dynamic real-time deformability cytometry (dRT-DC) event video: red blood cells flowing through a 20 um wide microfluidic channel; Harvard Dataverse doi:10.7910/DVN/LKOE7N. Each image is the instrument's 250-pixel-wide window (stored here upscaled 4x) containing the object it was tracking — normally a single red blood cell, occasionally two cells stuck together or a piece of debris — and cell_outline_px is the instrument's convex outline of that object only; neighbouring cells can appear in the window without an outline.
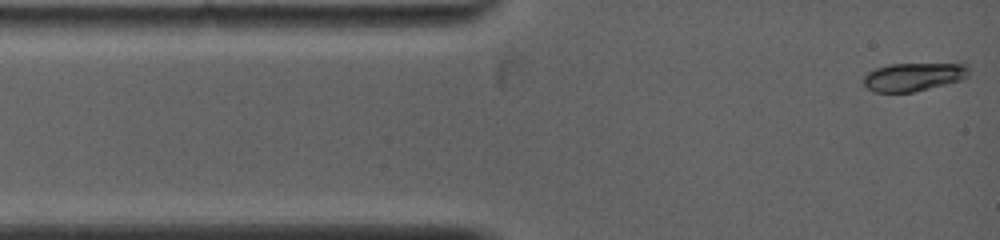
{"species": "common noctule bat (a hibernating species)", "species_latin": "Nyctalus noctula", "temperature_condition": "warm", "stored_images_in_passage": 13, "camera_frame_rate_fps": 5000, "um_per_image_px": 0.085, "animal": {"sex": "female", "body_mass_g": 19.0, "forearm_length_mm": 53.3}, "frame": {"image": 1, "passage_image": 1, "time_ms": 0.0, "image_size_px": [1000, 240], "cell_outline_px": [[968, 76], [960, 80], [912, 92], [872, 92], [864, 84], [864, 76], [868, 72], [876, 68], [892, 64], [968, 64]], "centroid_in_image_um": [77.62, 6.53], "position_along_channel_um": 7.4, "area_um2": 17.05}}
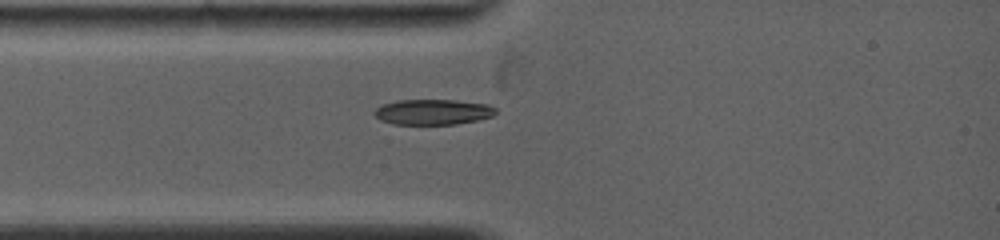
{"frame": {"image": 2, "passage_image": 10, "time_ms": 2.2, "image_size_px": [1000, 240], "cell_outline_px": [[496, 112], [492, 116], [476, 120], [456, 124], [392, 124], [380, 120], [372, 112], [376, 108], [384, 104], [396, 100], [456, 100], [488, 104], [496, 108]], "centroid_in_image_um": [36.78, 9.51], "position_along_channel_um": 48.2, "area_um2": 17.98}}
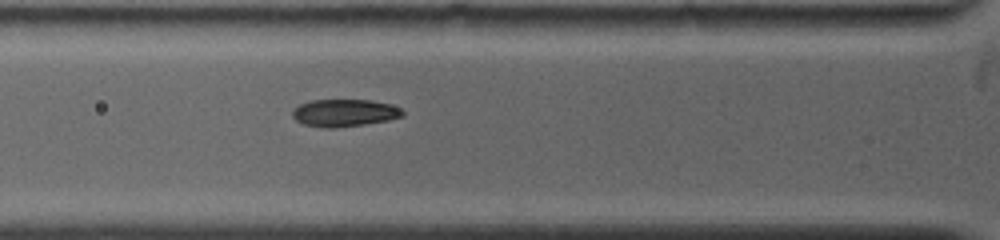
{"frame": {"image": 3, "passage_image": 13, "time_ms": 3.4, "image_size_px": [1000, 240], "cell_outline_px": [[404, 116], [388, 120], [364, 124], [332, 128], [324, 128], [304, 124], [296, 120], [292, 116], [292, 108], [300, 104], [312, 100], [368, 100], [388, 104], [400, 108], [404, 112]], "centroid_in_image_um": [29.24, 9.59], "position_along_channel_um": 96.6, "area_um2": 17.46}}